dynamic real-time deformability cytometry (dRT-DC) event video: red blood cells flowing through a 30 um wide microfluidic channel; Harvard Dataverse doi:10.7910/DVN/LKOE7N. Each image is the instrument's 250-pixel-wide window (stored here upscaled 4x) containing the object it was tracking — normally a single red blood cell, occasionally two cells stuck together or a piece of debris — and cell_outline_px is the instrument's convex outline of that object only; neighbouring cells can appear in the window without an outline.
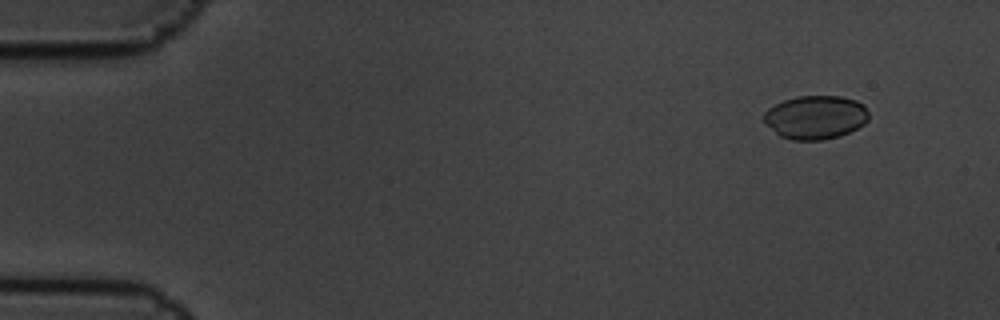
{"species": "common noctule bat (a hibernating species)", "species_latin": "Nyctalus noctula", "temperature_condition": "cold", "stored_images_in_passage": 6, "camera_frame_rate_fps": 3000, "um_per_image_px": 0.085, "animal": {"sex": "male", "body_mass_g": 19.5, "forearm_length_mm": 54.6}, "frame": {"image": 1, "passage_image": 2, "time_ms": 0.333, "image_size_px": [1000, 320], "cell_outline_px": [[868, 120], [864, 124], [840, 136], [824, 140], [792, 140], [780, 136], [764, 120], [764, 112], [768, 108], [784, 100], [796, 96], [840, 96], [856, 100], [864, 104], [868, 112]], "centroid_in_image_um": [69.34, 9.96], "position_along_channel_um": 15.7, "area_um2": 26.59}}